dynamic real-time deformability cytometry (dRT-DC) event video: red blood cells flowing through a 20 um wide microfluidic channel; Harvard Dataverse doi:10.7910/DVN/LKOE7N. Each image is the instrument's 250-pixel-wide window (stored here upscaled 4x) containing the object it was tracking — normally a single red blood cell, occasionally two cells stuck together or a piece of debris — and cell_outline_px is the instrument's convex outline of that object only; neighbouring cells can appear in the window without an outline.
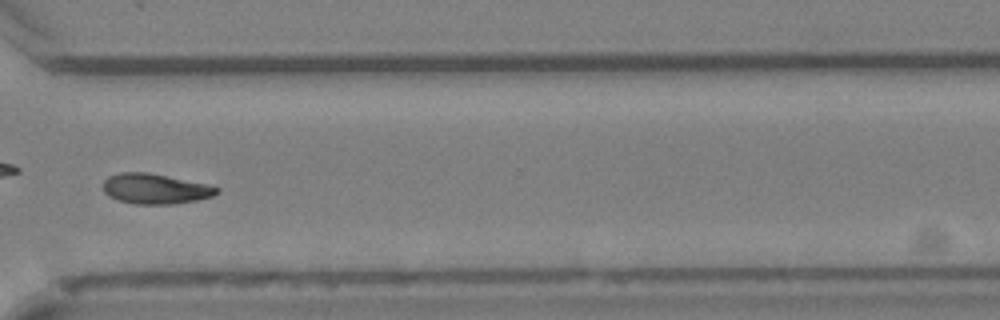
{"species": "Egyptian fruit bat (a non-hibernating species)", "species_latin": "Rousettus aegyptiacus", "temperature_condition": "cold", "stored_images_in_passage": 42, "camera_frame_rate_fps": 3000, "um_per_image_px": 0.085, "animal": {"sex": "female"}, "frame": {"image": 1, "passage_image": 30, "time_ms": 9.667, "image_size_px": [1000, 320], "cell_outline_px": [[220, 192], [212, 196], [196, 200], [172, 204], [136, 204], [120, 200], [108, 196], [104, 192], [104, 180], [108, 176], [120, 172], [148, 172], [204, 184], [220, 188]], "centroid_in_image_um": [13.17, 16.04], "position_along_channel_um": 357.4, "area_um2": 19.77}}
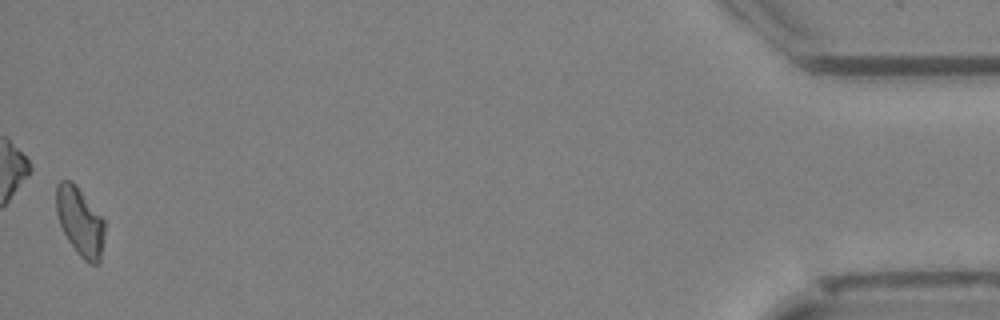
{"frame": {"image": 2, "passage_image": 42, "time_ms": 13.667, "image_size_px": [1000, 320], "cell_outline_px": [[104, 240], [100, 264], [88, 264], [80, 256], [68, 240], [60, 224], [56, 212], [56, 184], [60, 180], [72, 180], [76, 184], [104, 220]], "centroid_in_image_um": [6.8, 18.84], "position_along_channel_um": 428.4, "area_um2": 19.42}, "authors_computed_cell_mechanics": {"area_um2": 19.9988, "velocity_mm_per_s": 4.0353, "shape_relaxation_time_tau1_ms": 6.8811, "shape_relaxation_time_tau2_ms": null, "deformation_change_tau1": 0.1521, "deformation_change_tau2": null}}